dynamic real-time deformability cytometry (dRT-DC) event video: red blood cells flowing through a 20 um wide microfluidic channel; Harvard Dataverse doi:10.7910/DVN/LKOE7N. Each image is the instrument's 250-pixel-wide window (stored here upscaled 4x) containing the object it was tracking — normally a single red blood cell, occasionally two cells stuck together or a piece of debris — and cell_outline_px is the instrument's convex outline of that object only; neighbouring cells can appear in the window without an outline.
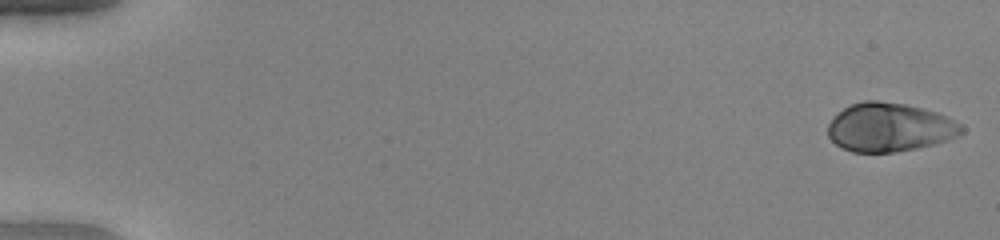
{"species": "human", "species_latin": "Homo sapiens", "temperature_condition": "warm", "stored_images_in_passage": 51, "camera_frame_rate_fps": 3000, "um_per_image_px": 0.085, "donor": {"sex": "female"}, "frame": {"image": 1, "passage_image": 1, "time_ms": 0.0, "image_size_px": [1000, 240], "cell_outline_px": [[964, 132], [948, 140], [916, 148], [896, 152], [852, 152], [840, 148], [828, 136], [828, 124], [844, 108], [852, 104], [864, 100], [876, 100], [904, 104], [936, 112], [948, 116], [960, 124], [964, 128]], "centroid_in_image_um": [75.61, 10.83], "position_along_channel_um": 9.4, "area_um2": 37.74}}
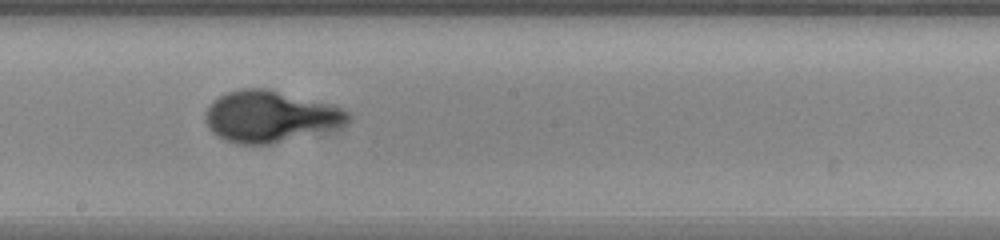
{"frame": {"image": 2, "passage_image": 30, "time_ms": 9.667, "image_size_px": [1000, 240], "cell_outline_px": [[352, 120], [344, 124], [268, 144], [236, 144], [224, 140], [212, 132], [208, 128], [204, 116], [212, 100], [228, 92], [240, 88], [268, 88], [340, 108], [352, 112]], "centroid_in_image_um": [22.88, 9.88], "position_along_channel_um": 225.3, "area_um2": 41.85}}
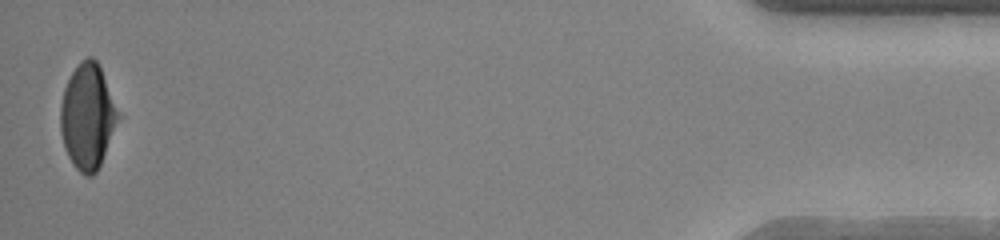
{"frame": {"image": 3, "passage_image": 51, "time_ms": 16.667, "image_size_px": [1000, 240], "cell_outline_px": [[120, 116], [100, 164], [96, 172], [92, 176], [84, 176], [72, 164], [64, 148], [60, 132], [60, 104], [64, 88], [72, 72], [80, 60], [88, 56], [92, 56], [96, 60], [100, 68]], "centroid_in_image_um": [7.41, 9.91], "position_along_channel_um": 427.8, "area_um2": 35.08}}